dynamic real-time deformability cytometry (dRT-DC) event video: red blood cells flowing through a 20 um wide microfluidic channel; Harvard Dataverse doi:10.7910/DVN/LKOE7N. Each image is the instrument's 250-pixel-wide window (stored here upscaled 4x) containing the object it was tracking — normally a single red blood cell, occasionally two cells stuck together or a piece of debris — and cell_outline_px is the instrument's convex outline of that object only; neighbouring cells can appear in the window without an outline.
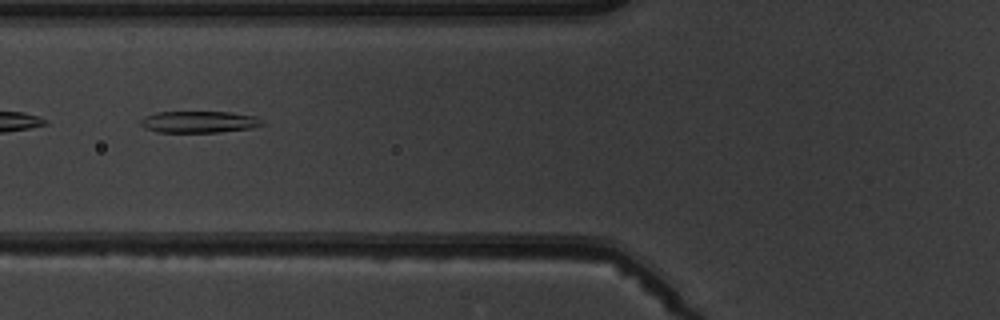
{"species": "common noctule bat (a hibernating species)", "species_latin": "Nyctalus noctula", "temperature_condition": "warm", "stored_images_in_passage": 7, "camera_frame_rate_fps": 3000, "um_per_image_px": 0.085, "animal": {"sex": "male", "body_mass_g": 19.5, "forearm_length_mm": 54.6}, "frame": {"image": 1, "passage_image": 6, "time_ms": 6.0, "image_size_px": [1000, 320], "cell_outline_px": [[264, 124], [252, 128], [220, 132], [156, 132], [144, 128], [140, 124], [140, 120], [144, 116], [156, 112], [232, 112], [256, 116]], "centroid_in_image_um": [16.89, 10.36], "position_along_channel_um": 108.9, "area_um2": 15.43}}
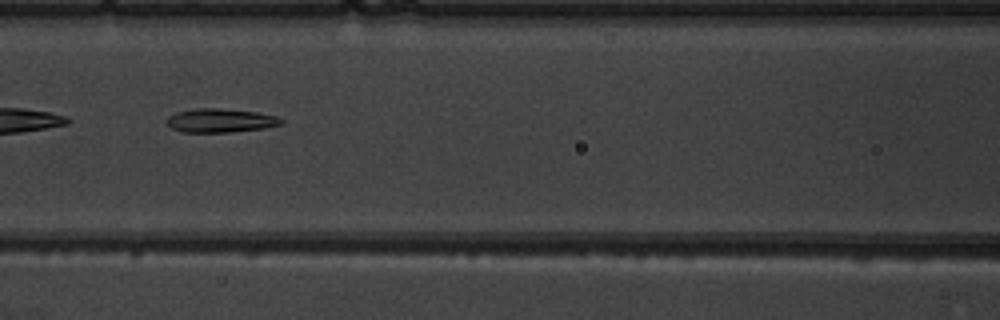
{"frame": {"image": 2, "passage_image": 7, "time_ms": 7.0, "image_size_px": [1000, 320], "cell_outline_px": [[284, 124], [264, 128], [228, 132], [184, 132], [172, 128], [164, 120], [168, 116], [176, 112], [196, 108], [220, 108], [256, 112], [276, 116], [284, 120]], "centroid_in_image_um": [18.73, 10.24], "position_along_channel_um": 147.9, "area_um2": 15.9}}